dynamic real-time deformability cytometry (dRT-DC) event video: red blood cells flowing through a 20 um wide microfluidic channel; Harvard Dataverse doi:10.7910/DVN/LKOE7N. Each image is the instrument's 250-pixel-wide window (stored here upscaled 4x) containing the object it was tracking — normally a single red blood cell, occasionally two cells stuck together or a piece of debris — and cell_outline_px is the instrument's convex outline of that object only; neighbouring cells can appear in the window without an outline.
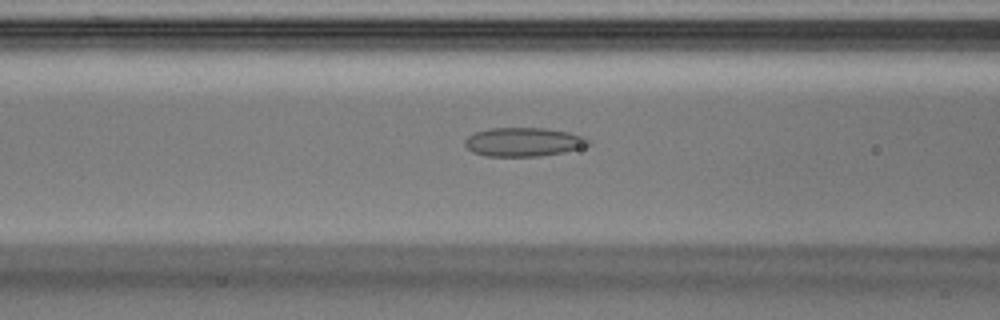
{"species": "Egyptian fruit bat (a non-hibernating species)", "species_latin": "Rousettus aegyptiacus", "temperature_condition": "warm", "stored_images_in_passage": 37, "segment_of_instrument_passage": [1, 2], "camera_frame_rate_fps": 3000, "um_per_image_px": 0.085, "animal": {"sex": "male"}, "frame": {"image": 1, "passage_image": 13, "time_ms": 4.0, "image_size_px": [1000, 320], "cell_outline_px": [[592, 144], [580, 148], [540, 156], [488, 156], [472, 152], [464, 144], [464, 140], [468, 136], [476, 132], [488, 128], [544, 128], [568, 132], [584, 136], [592, 140]], "centroid_in_image_um": [44.51, 12.06], "position_along_channel_um": 122.1, "area_um2": 20.75}}
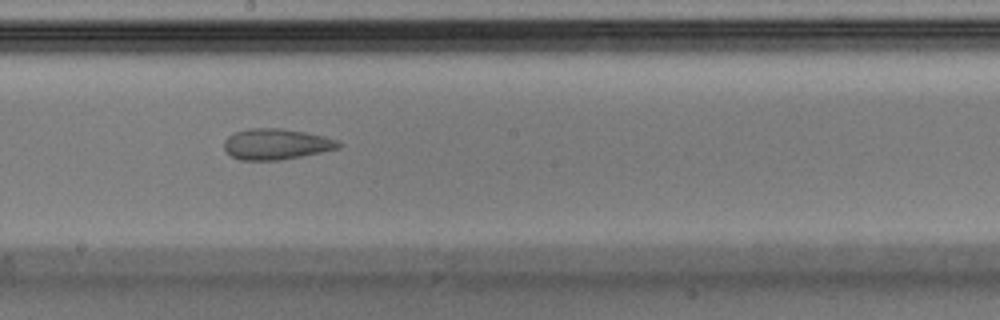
{"frame": {"image": 2, "passage_image": 19, "time_ms": 6.0, "image_size_px": [1000, 320], "cell_outline_px": [[344, 144], [340, 148], [280, 160], [240, 160], [232, 156], [224, 148], [224, 140], [232, 132], [248, 128], [280, 128], [304, 132], [324, 136], [340, 140]], "centroid_in_image_um": [23.49, 12.24], "position_along_channel_um": 224.7, "area_um2": 20.69}}
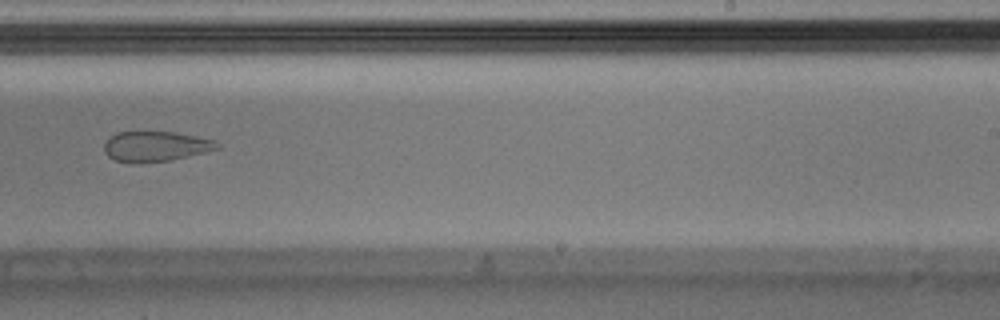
{"frame": {"image": 3, "passage_image": 22, "time_ms": 7.0, "image_size_px": [1000, 320], "cell_outline_px": [[220, 148], [204, 152], [168, 160], [132, 164], [116, 160], [108, 156], [104, 152], [104, 144], [108, 136], [116, 132], [176, 132], [216, 140], [220, 144]], "centroid_in_image_um": [13.19, 12.43], "position_along_channel_um": 275.8, "area_um2": 19.94}}